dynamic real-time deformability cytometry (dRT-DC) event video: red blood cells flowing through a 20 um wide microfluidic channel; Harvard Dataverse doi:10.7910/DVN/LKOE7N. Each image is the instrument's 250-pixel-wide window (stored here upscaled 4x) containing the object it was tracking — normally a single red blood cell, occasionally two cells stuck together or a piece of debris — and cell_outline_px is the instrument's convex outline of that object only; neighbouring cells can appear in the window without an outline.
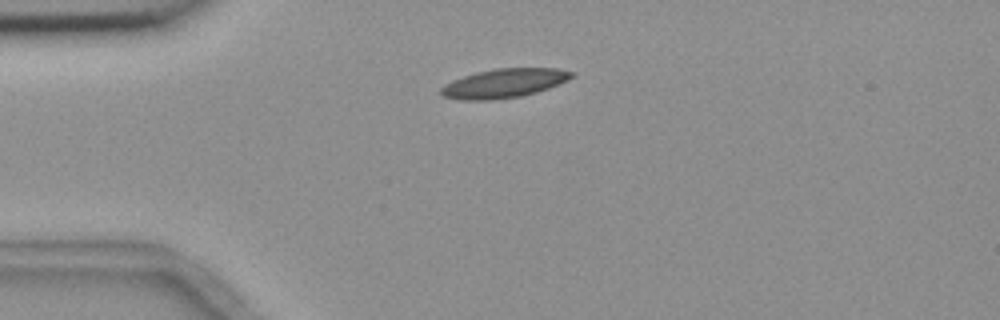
{"species": "common noctule bat (a hibernating species)", "species_latin": "Nyctalus noctula", "temperature_condition": "room temperature", "stored_images_in_passage": 2, "camera_frame_rate_fps": 3000, "um_per_image_px": 0.085, "animal": {"sex": "female", "body_mass_g": 18.4}, "frame": {"image": 1, "passage_image": 1, "time_ms": 0.0, "image_size_px": [1000, 320], "cell_outline_px": [[576, 72], [568, 80], [548, 88], [536, 92], [520, 96], [492, 100], [460, 100], [444, 96], [440, 92], [440, 88], [444, 84], [452, 80], [476, 72], [496, 68], [556, 68]], "centroid_in_image_um": [42.83, 7.07], "position_along_channel_um": 42.2, "area_um2": 22.08}}